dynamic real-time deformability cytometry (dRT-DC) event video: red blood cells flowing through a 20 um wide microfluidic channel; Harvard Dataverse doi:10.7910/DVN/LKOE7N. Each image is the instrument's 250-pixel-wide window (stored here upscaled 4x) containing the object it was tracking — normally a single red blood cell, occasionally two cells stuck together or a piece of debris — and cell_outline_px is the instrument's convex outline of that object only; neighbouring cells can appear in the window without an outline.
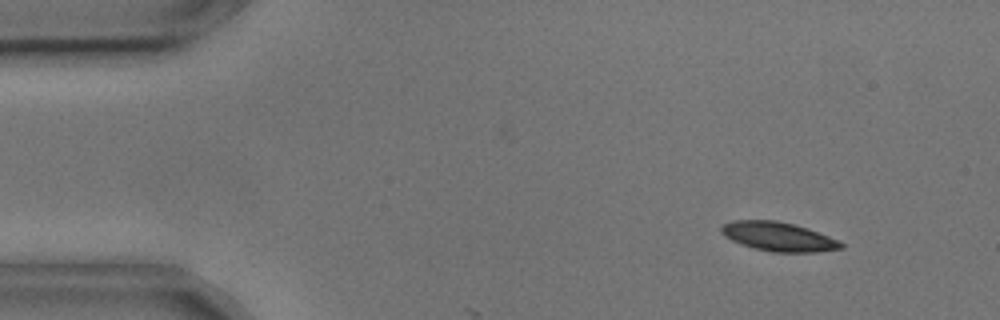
{"species": "common noctule bat (a hibernating species)", "species_latin": "Nyctalus noctula", "temperature_condition": "cold", "stored_images_in_passage": 10, "camera_frame_rate_fps": 3000, "um_per_image_px": 0.085, "animal": {"sex": "male", "body_mass_g": 17.9, "forearm_length_mm": 54.2}, "frame": {"image": 1, "passage_image": 6, "time_ms": 1.667, "image_size_px": [1000, 320], "cell_outline_px": [[844, 248], [816, 252], [772, 252], [740, 244], [724, 236], [720, 232], [720, 228], [724, 224], [732, 220], [776, 220], [808, 228], [828, 236], [844, 244]], "centroid_in_image_um": [66.14, 20.11], "position_along_channel_um": 18.9, "area_um2": 20.17}}